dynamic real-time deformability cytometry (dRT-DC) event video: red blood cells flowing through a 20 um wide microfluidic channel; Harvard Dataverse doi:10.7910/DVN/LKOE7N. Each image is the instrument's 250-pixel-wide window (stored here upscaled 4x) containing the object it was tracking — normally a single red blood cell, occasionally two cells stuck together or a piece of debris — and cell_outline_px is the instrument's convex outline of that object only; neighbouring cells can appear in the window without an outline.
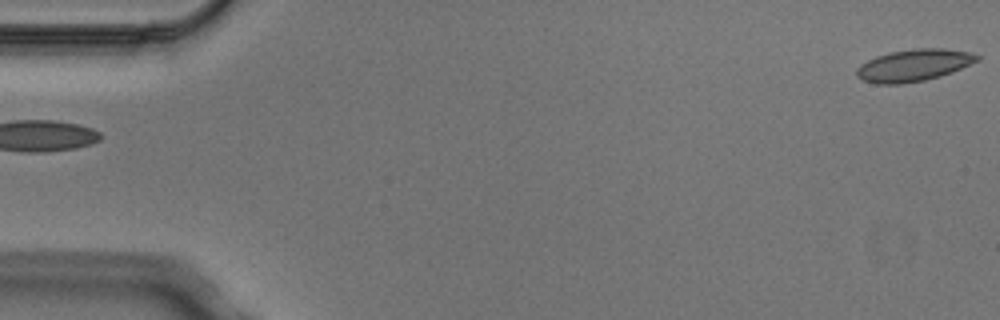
{"species": "Egyptian fruit bat (a non-hibernating species)", "species_latin": "Rousettus aegyptiacus", "temperature_condition": "cold", "stored_images_in_passage": 6, "segment_of_instrument_passage": [2, 2], "camera_frame_rate_fps": 3000, "um_per_image_px": 0.085, "animal": {"sex": "male"}, "frame": {"image": 1, "passage_image": 6, "time_ms": 1.667, "image_size_px": [1000, 320], "cell_outline_px": [[980, 60], [952, 72], [940, 76], [924, 80], [900, 84], [876, 84], [864, 80], [856, 76], [856, 68], [860, 64], [876, 56], [888, 52], [912, 48], [944, 48], [968, 52], [980, 56]], "centroid_in_image_um": [77.65, 5.54], "position_along_channel_um": 7.4, "area_um2": 22.54}}